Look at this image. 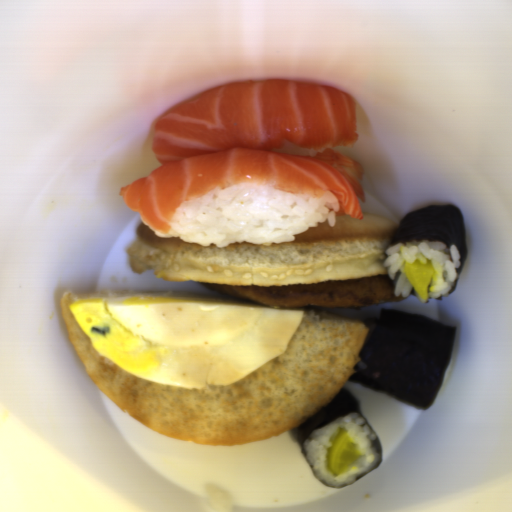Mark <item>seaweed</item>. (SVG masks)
Returning a JSON list of instances; mask_svg holds the SVG:
<instances>
[{
	"label": "seaweed",
	"mask_w": 512,
	"mask_h": 512,
	"mask_svg": "<svg viewBox=\"0 0 512 512\" xmlns=\"http://www.w3.org/2000/svg\"><path fill=\"white\" fill-rule=\"evenodd\" d=\"M456 332L428 315L386 308L348 379L425 411L440 390Z\"/></svg>",
	"instance_id": "obj_1"
},
{
	"label": "seaweed",
	"mask_w": 512,
	"mask_h": 512,
	"mask_svg": "<svg viewBox=\"0 0 512 512\" xmlns=\"http://www.w3.org/2000/svg\"><path fill=\"white\" fill-rule=\"evenodd\" d=\"M433 240L443 242L446 248L454 245L460 254V267L454 287L459 285L461 272L469 254L467 247L466 224L462 211L451 204L428 205L406 214L399 220L389 247L406 241Z\"/></svg>",
	"instance_id": "obj_2"
},
{
	"label": "seaweed",
	"mask_w": 512,
	"mask_h": 512,
	"mask_svg": "<svg viewBox=\"0 0 512 512\" xmlns=\"http://www.w3.org/2000/svg\"><path fill=\"white\" fill-rule=\"evenodd\" d=\"M351 413H358L371 426L362 414L355 393L344 387L324 407L294 428L292 435L301 452L304 454L303 445L311 432Z\"/></svg>",
	"instance_id": "obj_3"
}]
</instances>
